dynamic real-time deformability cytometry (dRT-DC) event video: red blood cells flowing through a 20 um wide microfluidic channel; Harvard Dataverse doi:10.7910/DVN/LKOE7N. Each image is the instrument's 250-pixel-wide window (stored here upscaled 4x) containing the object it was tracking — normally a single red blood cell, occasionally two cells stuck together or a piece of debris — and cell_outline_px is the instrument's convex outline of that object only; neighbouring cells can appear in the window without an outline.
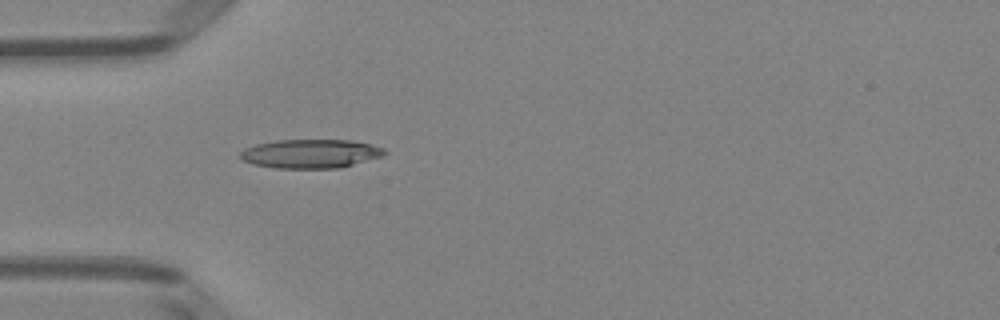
{"species": "Egyptian fruit bat (a non-hibernating species)", "species_latin": "Rousettus aegyptiacus", "temperature_condition": "room temperature", "stored_images_in_passage": 51, "camera_frame_rate_fps": 3000, "um_per_image_px": 0.085, "animal": {"sex": "female"}, "frame": {"image": 1, "passage_image": 16, "time_ms": 5.0, "image_size_px": [1000, 320], "cell_outline_px": [[388, 152], [384, 156], [340, 168], [276, 168], [252, 164], [240, 160], [240, 152], [244, 148], [256, 144], [276, 140], [352, 140], [384, 148]], "centroid_in_image_um": [26.39, 13.07], "position_along_channel_um": 58.6, "area_um2": 24.45}}
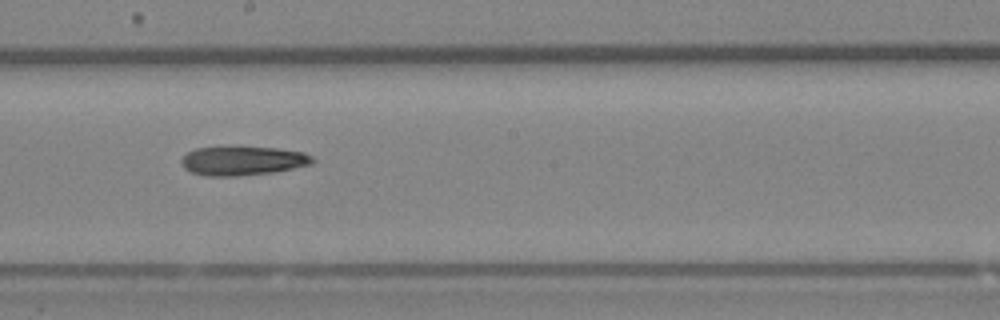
{"frame": {"image": 2, "passage_image": 29, "time_ms": 9.333, "image_size_px": [1000, 320], "cell_outline_px": [[316, 160], [312, 164], [272, 172], [236, 176], [204, 176], [192, 172], [184, 168], [180, 160], [188, 152], [196, 148], [240, 144], [276, 148], [304, 152], [312, 156]], "centroid_in_image_um": [20.62, 13.62], "position_along_channel_um": 227.6, "area_um2": 22.95}}
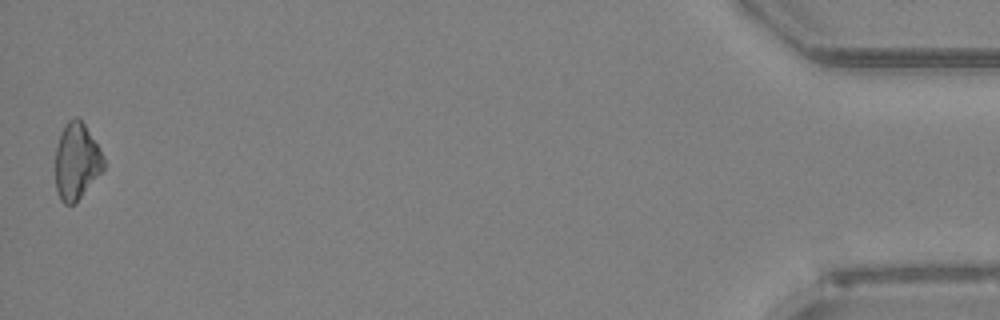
{"frame": {"image": 3, "passage_image": 51, "time_ms": 16.667, "image_size_px": [1000, 320], "cell_outline_px": [[104, 168], [76, 204], [64, 204], [60, 200], [56, 188], [56, 148], [60, 132], [64, 124], [68, 120], [76, 116], [84, 124], [104, 156]], "centroid_in_image_um": [6.5, 13.72], "position_along_channel_um": 428.7, "area_um2": 21.5}, "authors_computed_cell_mechanics": {"area_um2": 22.7154, "velocity_mm_per_s": 4.0018, "shape_relaxation_time_tau1_ms": 3.7703, "shape_relaxation_time_tau2_ms": null, "deformation_change_tau1": 0.121, "deformation_change_tau2": null}}